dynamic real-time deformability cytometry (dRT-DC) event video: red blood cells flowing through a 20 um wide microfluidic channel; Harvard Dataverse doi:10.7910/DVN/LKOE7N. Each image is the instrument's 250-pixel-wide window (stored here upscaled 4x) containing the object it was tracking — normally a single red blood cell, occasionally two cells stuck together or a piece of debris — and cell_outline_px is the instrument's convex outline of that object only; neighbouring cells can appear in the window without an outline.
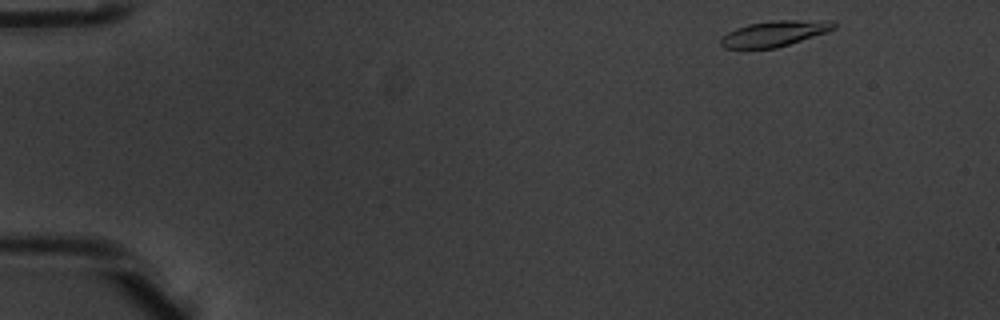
{"species": "common noctule bat (a hibernating species)", "species_latin": "Nyctalus noctula", "temperature_condition": "warm", "stored_images_in_passage": 48, "camera_frame_rate_fps": 3000, "um_per_image_px": 0.085, "animal": {"sex": "male", "body_mass_g": 20.1, "forearm_length_mm": 53.5}, "frame": {"image": 1, "passage_image": 1, "time_ms": 0.0, "image_size_px": [1000, 320], "cell_outline_px": [[836, 28], [828, 32], [776, 48], [724, 48], [720, 44], [720, 40], [728, 32], [736, 28], [748, 24], [772, 20], [836, 20]], "centroid_in_image_um": [65.89, 2.83], "position_along_channel_um": 19.1, "area_um2": 16.99}}
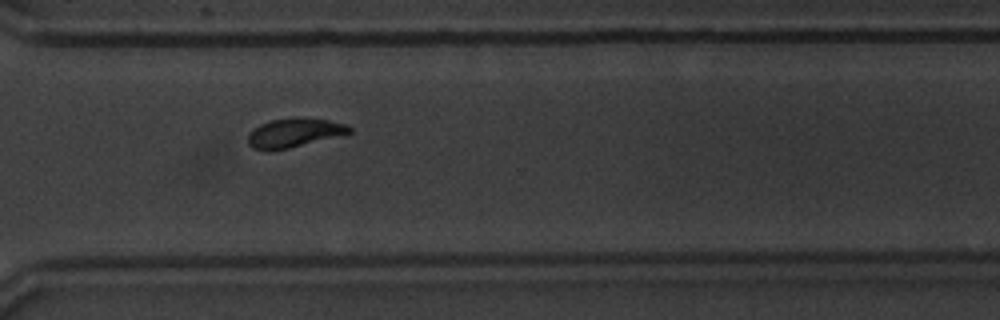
{"frame": {"image": 2, "passage_image": 35, "time_ms": 11.333, "image_size_px": [1000, 320], "cell_outline_px": [[352, 132], [272, 152], [264, 152], [252, 148], [248, 144], [248, 136], [260, 124], [272, 120], [292, 116], [328, 120], [344, 124], [352, 128]], "centroid_in_image_um": [24.95, 11.3], "position_along_channel_um": 345.7, "area_um2": 17.11}}
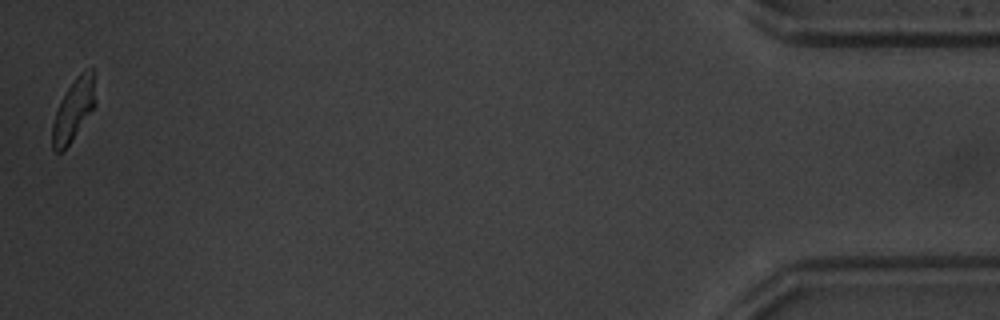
{"frame": {"image": 3, "passage_image": 48, "time_ms": 15.667, "image_size_px": [1000, 320], "cell_outline_px": [[96, 104], [68, 144], [60, 152], [56, 152], [52, 148], [52, 124], [56, 112], [68, 88], [76, 76], [80, 72], [88, 68], [92, 68]], "centroid_in_image_um": [6.25, 9.31], "position_along_channel_um": 428.9, "area_um2": 14.91}, "authors_computed_cell_mechanics": {"area_um2": 17.6001, "velocity_mm_per_s": 3.867, "shape_relaxation_time_tau1_ms": 3.3153, "shape_relaxation_time_tau2_ms": 4.9526, "deformation_change_tau1": 0.1418, "deformation_change_tau2": 0.1025}}